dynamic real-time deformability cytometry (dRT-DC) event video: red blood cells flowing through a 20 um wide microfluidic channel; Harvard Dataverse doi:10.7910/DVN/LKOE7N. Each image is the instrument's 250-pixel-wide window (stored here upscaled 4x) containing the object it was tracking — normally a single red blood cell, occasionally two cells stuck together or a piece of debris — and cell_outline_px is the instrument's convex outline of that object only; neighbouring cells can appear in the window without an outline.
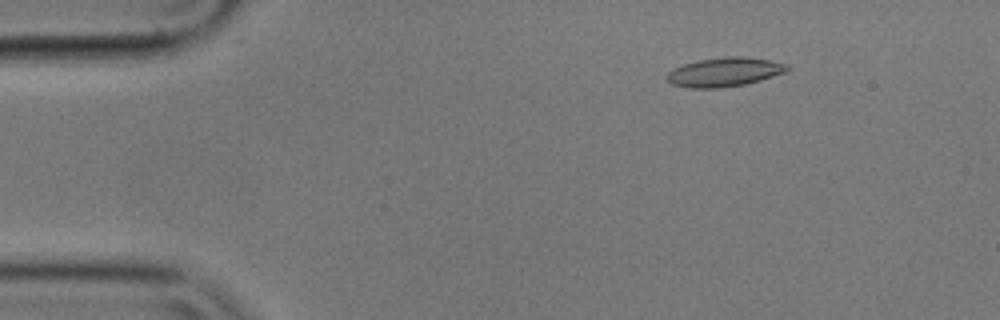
{"species": "common noctule bat (a hibernating species)", "species_latin": "Nyctalus noctula", "temperature_condition": "cold", "stored_images_in_passage": 4, "camera_frame_rate_fps": 3000, "um_per_image_px": 0.085, "animal": {"sex": "male", "body_mass_g": 17.9}, "frame": {"image": 1, "passage_image": 3, "time_ms": 0.667, "image_size_px": [1000, 320], "cell_outline_px": [[792, 68], [784, 72], [760, 80], [744, 84], [720, 88], [688, 88], [672, 84], [664, 76], [672, 68], [684, 64], [700, 60], [724, 56], [744, 56], [768, 60], [788, 64]], "centroid_in_image_um": [61.55, 6.12], "position_along_channel_um": 23.4, "area_um2": 20.4}}